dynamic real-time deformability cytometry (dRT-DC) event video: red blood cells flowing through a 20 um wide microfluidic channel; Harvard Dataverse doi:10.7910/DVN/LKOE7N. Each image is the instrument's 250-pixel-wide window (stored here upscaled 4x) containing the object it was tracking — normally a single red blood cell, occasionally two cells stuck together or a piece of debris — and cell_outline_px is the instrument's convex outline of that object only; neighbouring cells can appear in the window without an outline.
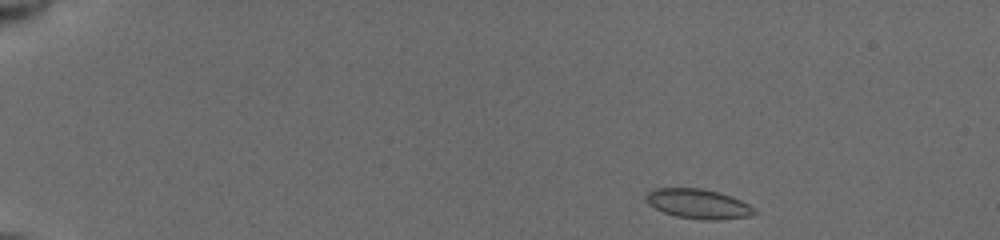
{"species": "common noctule bat (a hibernating species)", "species_latin": "Nyctalus noctula", "temperature_condition": "cold", "stored_images_in_passage": 11, "camera_frame_rate_fps": 3000, "um_per_image_px": 0.085, "animal": {"sex": "female", "body_mass_g": 19.5, "forearm_length_mm": 54.1}, "frame": {"image": 1, "passage_image": 1, "time_ms": 0.0, "image_size_px": [1000, 240], "cell_outline_px": [[756, 212], [748, 216], [720, 220], [704, 220], [676, 216], [664, 212], [648, 204], [644, 200], [644, 196], [648, 192], [656, 188], [700, 188], [716, 192], [740, 200], [756, 208]], "centroid_in_image_um": [59.31, 17.33], "position_along_channel_um": 25.7, "area_um2": 18.55}}
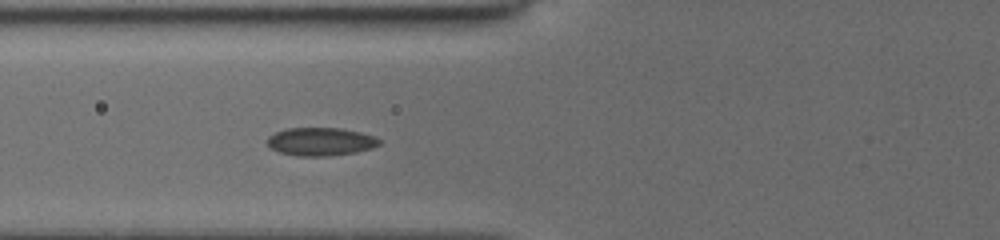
{"frame": {"image": 2, "passage_image": 11, "time_ms": 4.667, "image_size_px": [1000, 240], "cell_outline_px": [[380, 144], [372, 148], [356, 152], [328, 156], [296, 156], [280, 152], [268, 148], [268, 136], [276, 132], [288, 128], [340, 128], [360, 132], [376, 136], [380, 140]], "centroid_in_image_um": [27.25, 12.04], "position_along_channel_um": 98.5, "area_um2": 18.44}}